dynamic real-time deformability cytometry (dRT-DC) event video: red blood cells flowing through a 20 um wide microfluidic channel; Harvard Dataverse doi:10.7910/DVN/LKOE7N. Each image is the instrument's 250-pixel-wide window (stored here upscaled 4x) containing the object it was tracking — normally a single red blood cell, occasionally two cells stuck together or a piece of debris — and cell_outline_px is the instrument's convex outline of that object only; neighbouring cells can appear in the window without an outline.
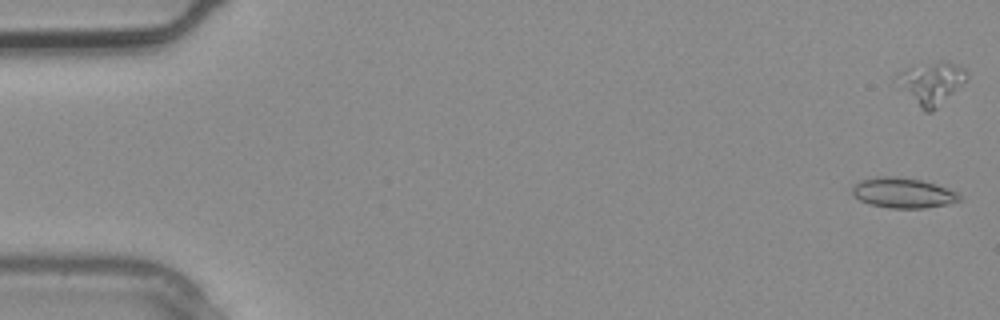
{"species": "common noctule bat (a hibernating species)", "species_latin": "Nyctalus noctula", "temperature_condition": "warm", "stored_images_in_passage": 4, "camera_frame_rate_fps": 3000, "um_per_image_px": 0.085, "animal": {"sex": "male", "body_mass_g": 20.4}, "frame": {"image": 1, "passage_image": 1, "time_ms": 0.0, "image_size_px": [1000, 320], "cell_outline_px": [[960, 200], [948, 204], [924, 208], [888, 208], [872, 204], [860, 200], [852, 192], [852, 188], [860, 180], [876, 176], [896, 176], [920, 180], [936, 184], [956, 192], [960, 196]], "centroid_in_image_um": [76.75, 16.39], "position_along_channel_um": 8.3, "area_um2": 18.67}}